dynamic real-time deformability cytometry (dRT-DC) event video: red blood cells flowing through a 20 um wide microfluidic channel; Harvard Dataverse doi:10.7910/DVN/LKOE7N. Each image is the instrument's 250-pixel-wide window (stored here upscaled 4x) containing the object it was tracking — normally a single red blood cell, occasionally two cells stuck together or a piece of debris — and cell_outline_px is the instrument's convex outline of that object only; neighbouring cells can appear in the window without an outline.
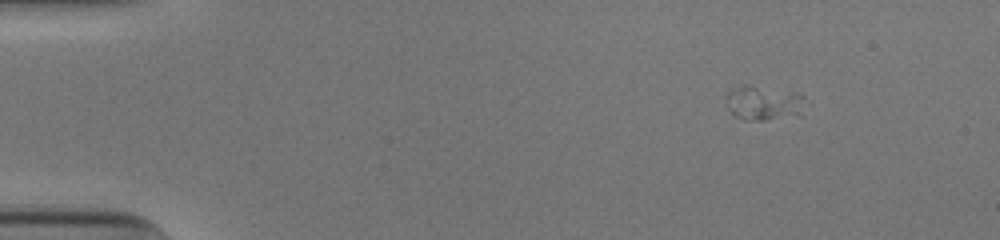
{"species": "human", "species_latin": "Homo sapiens", "temperature_condition": "cold", "stored_images_in_passage": 47, "camera_frame_rate_fps": 3000, "um_per_image_px": 0.085, "donor": {"sex": "male"}, "frame": {"image": 1, "passage_image": 1, "time_ms": 0.0, "image_size_px": [1000, 240], "cell_outline_px": [[804, 96], [800, 116], [764, 120], [744, 120], [736, 116], [732, 112], [728, 100], [728, 92], [732, 88], [744, 84], [748, 84], [800, 92]], "centroid_in_image_um": [64.97, 8.73], "position_along_channel_um": 20.0, "area_um2": 16.01}}
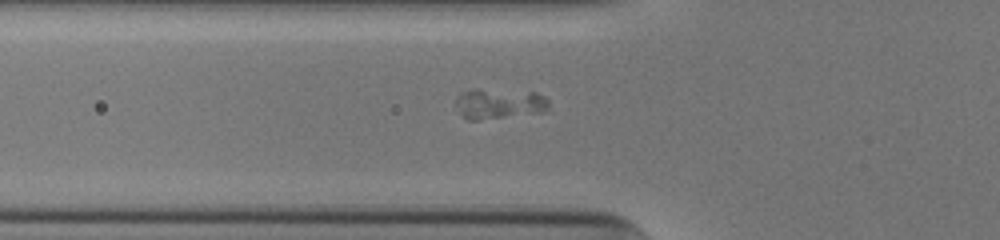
{"frame": {"image": 2, "passage_image": 14, "time_ms": 4.333, "image_size_px": [1000, 240], "cell_outline_px": [[548, 108], [544, 112], [480, 120], [468, 120], [460, 112], [456, 104], [456, 96], [460, 92], [468, 88], [476, 88], [536, 92], [544, 96], [548, 100]], "centroid_in_image_um": [42.4, 8.79], "position_along_channel_um": 83.4, "area_um2": 16.76}}
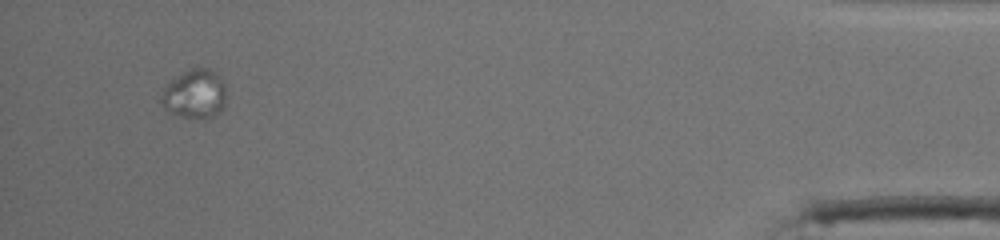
{"frame": {"image": 3, "passage_image": 45, "time_ms": 14.667, "image_size_px": [1000, 240], "cell_outline_px": [[224, 108], [212, 116], [204, 120], [180, 116], [168, 112], [164, 108], [160, 100], [160, 96], [164, 88], [172, 80], [184, 72], [192, 68], [208, 68], [220, 76], [224, 84]], "centroid_in_image_um": [16.54, 8.02], "position_along_channel_um": 418.7, "area_um2": 18.5}}